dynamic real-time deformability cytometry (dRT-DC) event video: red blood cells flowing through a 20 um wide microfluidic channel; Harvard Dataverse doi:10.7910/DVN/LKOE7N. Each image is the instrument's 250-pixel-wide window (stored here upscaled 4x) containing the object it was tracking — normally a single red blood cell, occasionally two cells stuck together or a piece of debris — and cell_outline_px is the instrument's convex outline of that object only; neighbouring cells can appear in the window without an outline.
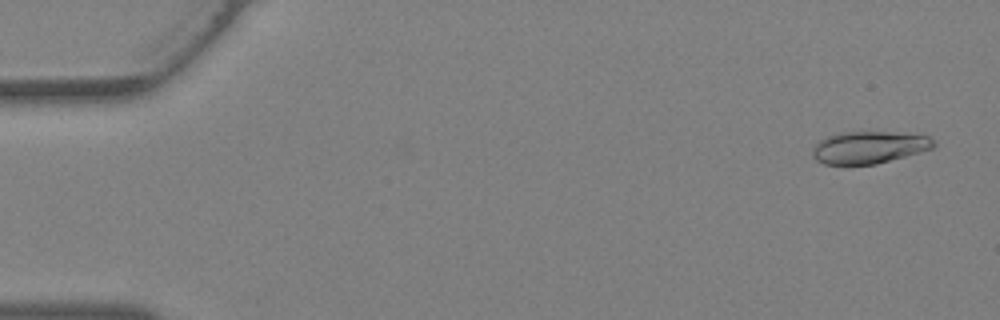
{"species": "Egyptian fruit bat (a non-hibernating species)", "species_latin": "Rousettus aegyptiacus", "temperature_condition": "warm", "stored_images_in_passage": 39, "camera_frame_rate_fps": 3000, "um_per_image_px": 0.085, "animal": {"sex": "female"}, "frame": {"image": 1, "passage_image": 2, "time_ms": 0.333, "image_size_px": [1000, 320], "cell_outline_px": [[936, 148], [876, 164], [844, 168], [824, 164], [816, 160], [812, 156], [812, 148], [820, 140], [836, 132], [904, 132], [928, 136], [936, 140]], "centroid_in_image_um": [73.86, 12.56], "position_along_channel_um": 11.1, "area_um2": 23.81}}
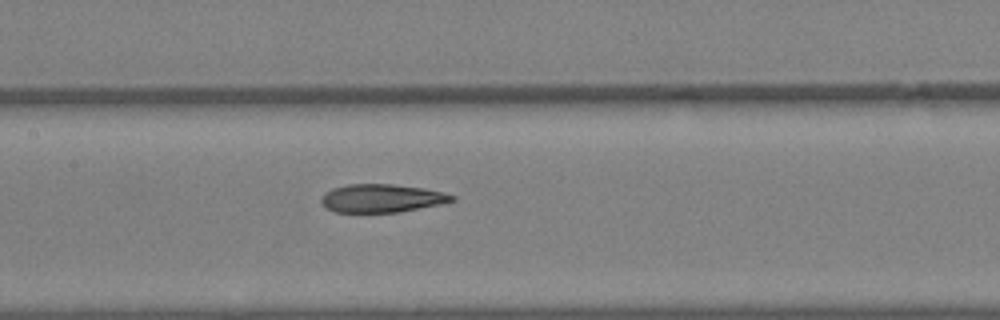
{"frame": {"image": 2, "passage_image": 19, "time_ms": 6.0, "image_size_px": [1000, 320], "cell_outline_px": [[456, 200], [440, 204], [400, 212], [336, 212], [324, 208], [320, 200], [320, 196], [324, 192], [332, 188], [348, 184], [392, 184], [424, 188], [444, 192], [456, 196]], "centroid_in_image_um": [32.42, 16.85], "position_along_channel_um": 175.0, "area_um2": 21.73}}
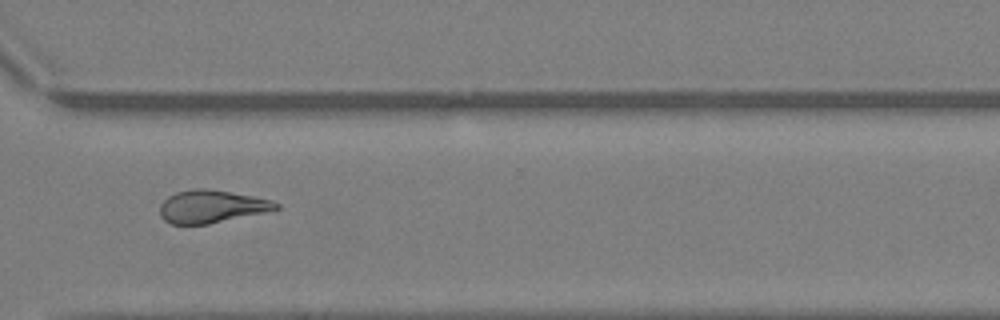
{"frame": {"image": 3, "passage_image": 29, "time_ms": 9.333, "image_size_px": [1000, 320], "cell_outline_px": [[280, 208], [264, 212], [208, 224], [172, 224], [164, 220], [160, 216], [160, 204], [168, 196], [176, 192], [196, 188], [208, 188], [252, 196], [272, 200], [280, 204]], "centroid_in_image_um": [17.96, 17.54], "position_along_channel_um": 352.6, "area_um2": 22.02}}